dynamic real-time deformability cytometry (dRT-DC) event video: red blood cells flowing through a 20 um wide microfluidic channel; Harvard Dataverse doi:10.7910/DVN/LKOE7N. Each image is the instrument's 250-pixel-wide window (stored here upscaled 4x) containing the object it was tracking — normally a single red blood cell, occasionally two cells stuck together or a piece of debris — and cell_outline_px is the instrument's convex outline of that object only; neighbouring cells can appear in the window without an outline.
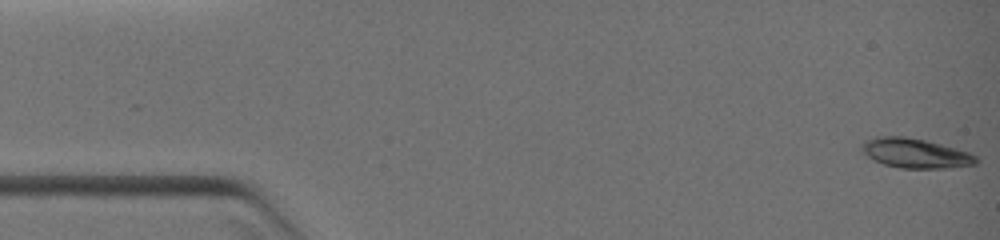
{"species": "common noctule bat (a hibernating species)", "species_latin": "Nyctalus noctula", "temperature_condition": "warm", "stored_images_in_passage": 21, "camera_frame_rate_fps": 3000, "um_per_image_px": 0.085, "animal": {"sex": "female", "body_mass_g": 19.0, "forearm_length_mm": 51.5}, "frame": {"image": 1, "passage_image": 1, "time_ms": 0.0, "image_size_px": [1000, 240], "cell_outline_px": [[980, 160], [976, 164], [944, 168], [900, 168], [884, 164], [868, 156], [860, 148], [860, 144], [864, 140], [876, 136], [904, 136], [924, 140], [956, 148], [968, 152], [976, 156]], "centroid_in_image_um": [77.79, 13.01], "position_along_channel_um": 7.2, "area_um2": 19.65}}
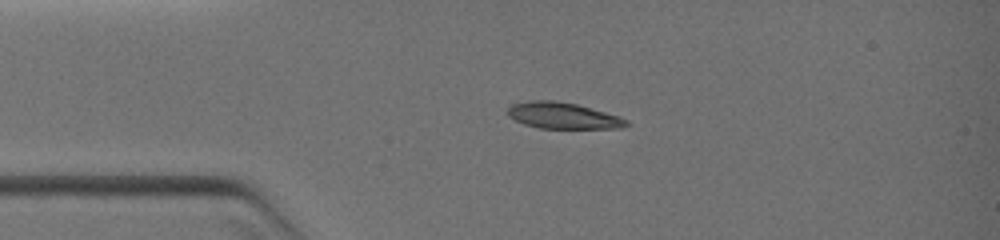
{"frame": {"image": 2, "passage_image": 15, "time_ms": 2.667, "image_size_px": [1000, 240], "cell_outline_px": [[628, 124], [620, 128], [540, 128], [524, 124], [508, 116], [508, 108], [512, 104], [528, 100], [556, 100], [576, 104], [620, 116], [628, 120]], "centroid_in_image_um": [47.83, 9.82], "position_along_channel_um": 37.2, "area_um2": 18.09}}